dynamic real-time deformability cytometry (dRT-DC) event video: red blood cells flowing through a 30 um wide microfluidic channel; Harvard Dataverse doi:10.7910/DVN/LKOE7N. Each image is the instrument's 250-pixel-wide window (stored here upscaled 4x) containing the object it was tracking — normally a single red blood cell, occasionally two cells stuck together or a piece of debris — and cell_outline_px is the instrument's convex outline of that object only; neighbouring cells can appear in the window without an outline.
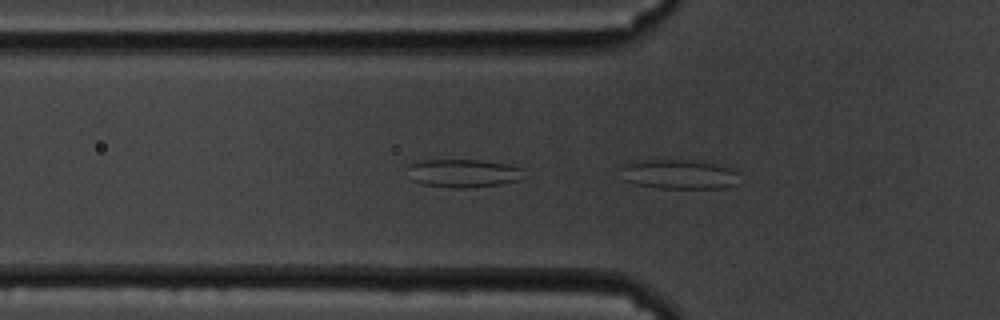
{"species": "common noctule bat (a hibernating species)", "species_latin": "Nyctalus noctula", "temperature_condition": "cold", "stored_images_in_passage": 58, "camera_frame_rate_fps": 3000, "um_per_image_px": 0.085, "animal": {"sex": "male", "body_mass_g": 19.5, "forearm_length_mm": 54.6}, "frame": {"image": 1, "passage_image": 19, "time_ms": 6.0, "image_size_px": [1000, 320], "cell_outline_px": [[736, 184], [724, 188], [656, 188], [636, 184], [624, 180], [620, 168], [624, 164], [644, 160], [692, 160], [716, 164], [732, 168], [736, 172]], "centroid_in_image_um": [57.69, 14.81], "position_along_channel_um": 68.1, "area_um2": 20.29}}
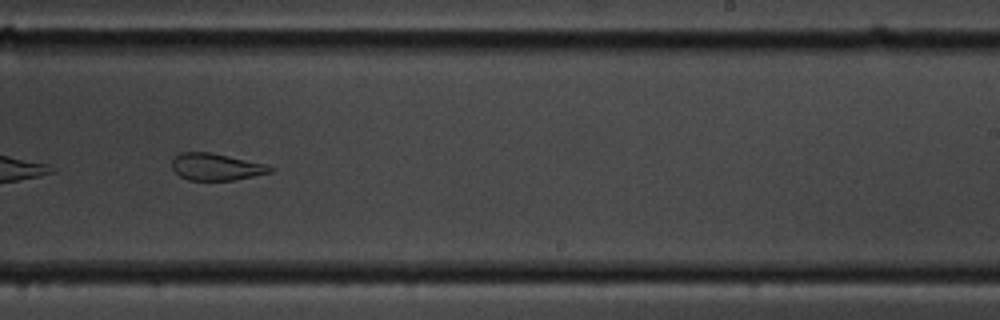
{"frame": {"image": 2, "passage_image": 37, "time_ms": 12.0, "image_size_px": [1000, 320], "cell_outline_px": [[272, 172], [236, 180], [188, 180], [180, 176], [172, 168], [172, 156], [180, 152], [212, 152], [264, 164], [272, 168]], "centroid_in_image_um": [18.31, 14.18], "position_along_channel_um": 270.7, "area_um2": 15.43}}
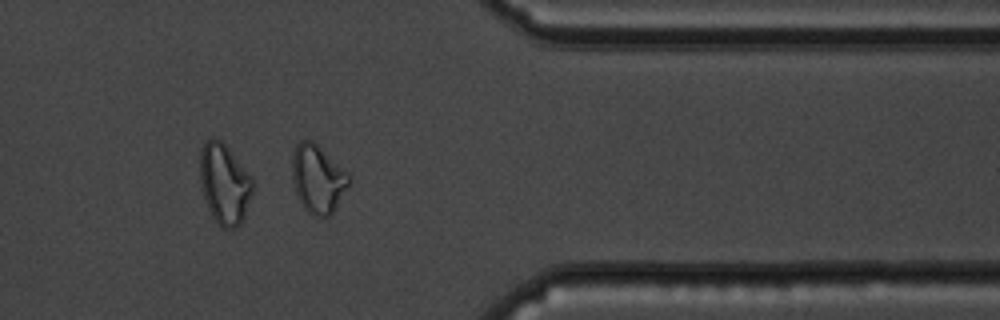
{"frame": {"image": 3, "passage_image": 48, "time_ms": 15.667, "image_size_px": [1000, 320], "cell_outline_px": [[352, 180], [332, 212], [328, 216], [312, 216], [304, 208], [296, 192], [292, 180], [292, 156], [296, 144], [300, 140], [312, 140], [344, 168], [352, 176]], "centroid_in_image_um": [27.02, 15.18], "position_along_channel_um": 384.4, "area_um2": 22.54}, "authors_computed_cell_mechanics": {"area_um2": 22.1663, "velocity_mm_per_s": 3.3904, "shape_relaxation_time_tau1_ms": null, "shape_relaxation_time_tau2_ms": 2.7767, "deformation_change_tau1": null, "deformation_change_tau2": 0.1114}}